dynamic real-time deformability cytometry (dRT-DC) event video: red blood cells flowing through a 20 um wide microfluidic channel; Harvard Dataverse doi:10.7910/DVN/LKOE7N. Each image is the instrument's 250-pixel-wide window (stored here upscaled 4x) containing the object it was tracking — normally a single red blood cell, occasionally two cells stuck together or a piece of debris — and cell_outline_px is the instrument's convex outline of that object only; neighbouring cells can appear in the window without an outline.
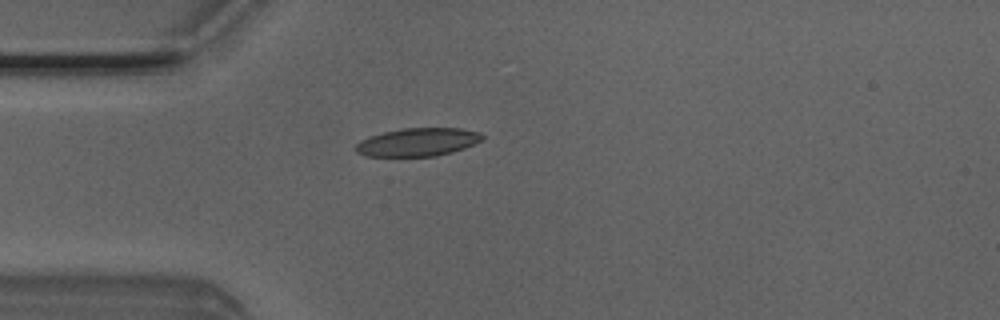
{"species": "Egyptian fruit bat (a non-hibernating species)", "species_latin": "Rousettus aegyptiacus", "temperature_condition": "room temperature", "stored_images_in_passage": 2, "camera_frame_rate_fps": 3000, "um_per_image_px": 0.085, "animal": {"sex": "male"}, "frame": {"image": 1, "passage_image": 2, "time_ms": 0.333, "image_size_px": [1000, 320], "cell_outline_px": [[484, 140], [464, 148], [452, 152], [436, 156], [364, 156], [356, 152], [352, 148], [360, 140], [368, 136], [384, 132], [404, 128], [460, 128], [480, 132], [484, 136]], "centroid_in_image_um": [35.49, 12.08], "position_along_channel_um": 49.5, "area_um2": 20.98}}